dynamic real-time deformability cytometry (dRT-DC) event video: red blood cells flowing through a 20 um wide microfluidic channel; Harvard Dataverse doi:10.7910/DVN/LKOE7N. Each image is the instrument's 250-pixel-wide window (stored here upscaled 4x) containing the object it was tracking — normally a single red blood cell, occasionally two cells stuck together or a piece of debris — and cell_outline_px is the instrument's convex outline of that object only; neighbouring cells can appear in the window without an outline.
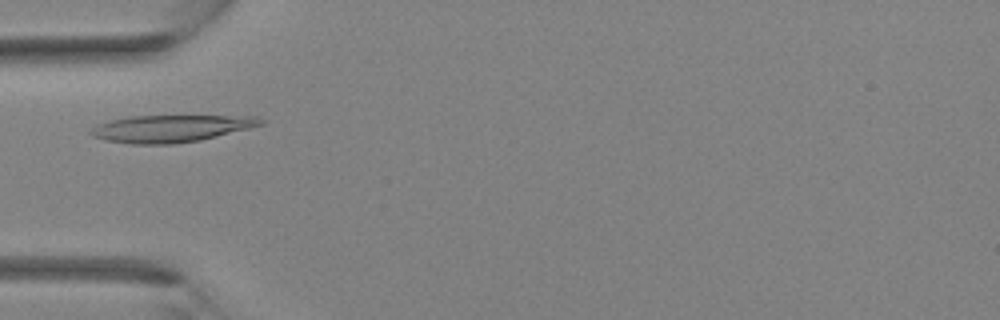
{"species": "Egyptian fruit bat (a non-hibernating species)", "species_latin": "Rousettus aegyptiacus", "temperature_condition": "room temperature", "stored_images_in_passage": 33, "camera_frame_rate_fps": 3000, "um_per_image_px": 0.085, "animal": {"sex": "female"}, "frame": {"image": 1, "passage_image": 7, "time_ms": 2.0, "image_size_px": [1000, 320], "cell_outline_px": [[268, 120], [264, 124], [200, 140], [176, 144], [132, 144], [104, 140], [92, 136], [88, 132], [96, 124], [108, 120], [132, 116], [256, 116]], "centroid_in_image_um": [14.5, 10.92], "position_along_channel_um": 70.5, "area_um2": 26.93}}
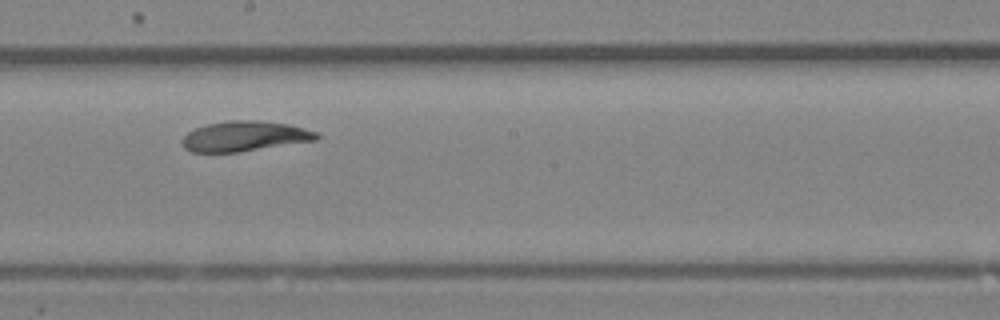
{"frame": {"image": 2, "passage_image": 16, "time_ms": 5.0, "image_size_px": [1000, 320], "cell_outline_px": [[320, 136], [316, 140], [240, 152], [192, 152], [184, 148], [180, 144], [180, 140], [188, 132], [196, 128], [208, 124], [228, 120], [260, 120], [288, 124], [304, 128], [316, 132]], "centroid_in_image_um": [20.76, 11.58], "position_along_channel_um": 227.4, "area_um2": 23.7}}
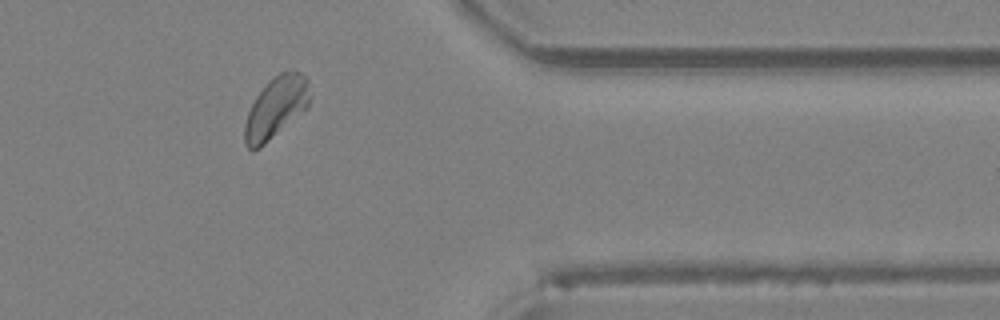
{"frame": {"image": 3, "passage_image": 26, "time_ms": 8.333, "image_size_px": [1000, 320], "cell_outline_px": [[308, 108], [304, 112], [260, 148], [252, 152], [244, 144], [244, 124], [248, 112], [256, 96], [268, 80], [280, 72], [288, 68], [292, 68], [300, 72], [308, 80]], "centroid_in_image_um": [23.44, 9.14], "position_along_channel_um": 388.0, "area_um2": 23.64}}